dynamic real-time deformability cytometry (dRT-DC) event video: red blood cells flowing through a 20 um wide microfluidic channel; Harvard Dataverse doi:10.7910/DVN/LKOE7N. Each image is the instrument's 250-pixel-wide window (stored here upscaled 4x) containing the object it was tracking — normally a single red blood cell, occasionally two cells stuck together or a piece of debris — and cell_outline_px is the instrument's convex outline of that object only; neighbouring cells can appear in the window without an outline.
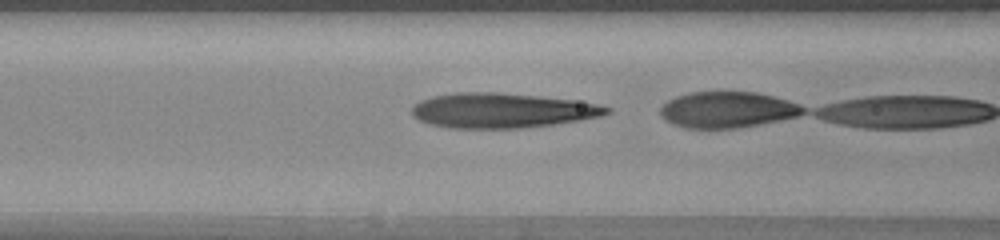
{"species": "human", "species_latin": "Homo sapiens", "temperature_condition": "warm", "stored_images_in_passage": 6, "camera_frame_rate_fps": 3000, "um_per_image_px": 0.085, "donor": {"sex": "female"}, "frame": {"image": 1, "passage_image": 3, "time_ms": 0.667, "image_size_px": [1000, 240], "cell_outline_px": [[612, 112], [600, 116], [580, 120], [556, 124], [524, 128], [448, 128], [428, 124], [412, 116], [412, 104], [420, 100], [432, 96], [456, 92], [500, 92], [576, 100], [596, 104], [612, 108]], "centroid_in_image_um": [42.64, 9.39], "position_along_channel_um": 124.0, "area_um2": 39.94}}